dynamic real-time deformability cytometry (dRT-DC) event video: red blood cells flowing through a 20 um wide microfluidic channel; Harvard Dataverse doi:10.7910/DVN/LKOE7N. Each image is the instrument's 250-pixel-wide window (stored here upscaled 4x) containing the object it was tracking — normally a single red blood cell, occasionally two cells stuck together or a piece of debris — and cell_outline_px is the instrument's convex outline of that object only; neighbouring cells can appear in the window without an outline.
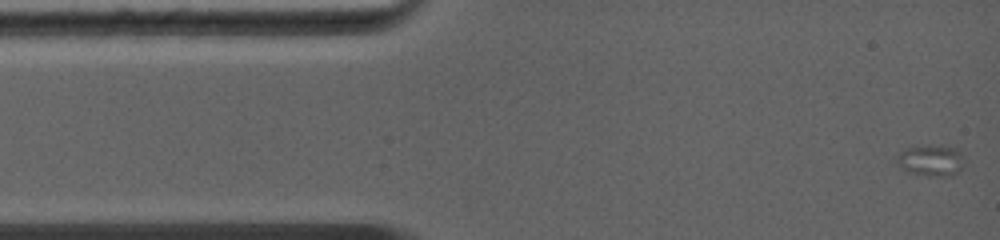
{"species": "common noctule bat (a hibernating species)", "species_latin": "Nyctalus noctula", "temperature_condition": "warm", "stored_images_in_passage": 7, "camera_frame_rate_fps": 5000, "um_per_image_px": 0.085, "animal": {"sex": "female", "body_mass_g": 19.0, "forearm_length_mm": 56.7}, "frame": {"image": 1, "passage_image": 1, "time_ms": 0.0, "image_size_px": [1000, 240], "cell_outline_px": [[964, 160], [960, 172], [948, 176], [928, 176], [912, 172], [900, 168], [896, 164], [896, 156], [900, 152], [908, 148], [956, 148], [964, 156]], "centroid_in_image_um": [79.14, 13.7], "position_along_channel_um": 5.9, "area_um2": 11.73}}